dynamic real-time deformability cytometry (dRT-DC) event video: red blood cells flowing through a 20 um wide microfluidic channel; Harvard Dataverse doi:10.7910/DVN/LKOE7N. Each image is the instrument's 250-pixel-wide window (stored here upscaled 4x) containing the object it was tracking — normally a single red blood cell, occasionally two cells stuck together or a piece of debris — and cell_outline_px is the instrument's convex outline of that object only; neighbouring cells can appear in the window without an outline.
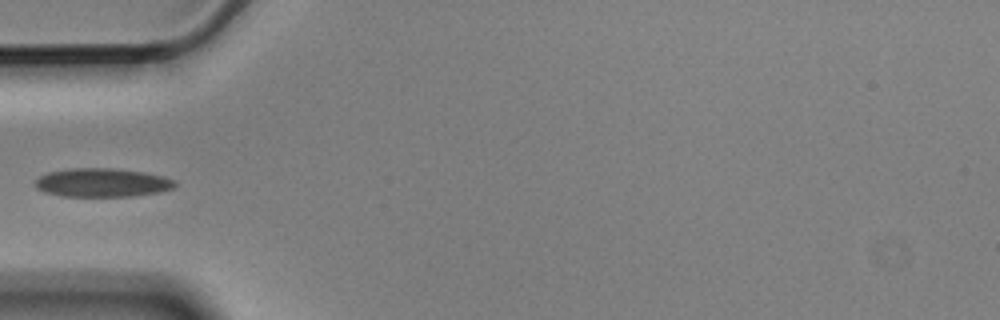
{"species": "Egyptian fruit bat (a non-hibernating species)", "species_latin": "Rousettus aegyptiacus", "temperature_condition": "cold", "stored_images_in_passage": 6, "camera_frame_rate_fps": 3000, "um_per_image_px": 0.085, "animal": {"sex": "male"}, "frame": {"image": 1, "passage_image": 5, "time_ms": 1.333, "image_size_px": [1000, 320], "cell_outline_px": [[176, 188], [160, 192], [132, 196], [60, 196], [44, 192], [36, 188], [36, 180], [40, 176], [48, 172], [72, 168], [112, 168], [144, 172], [164, 176], [176, 180]], "centroid_in_image_um": [8.73, 15.52], "position_along_channel_um": 76.3, "area_um2": 23.47}}
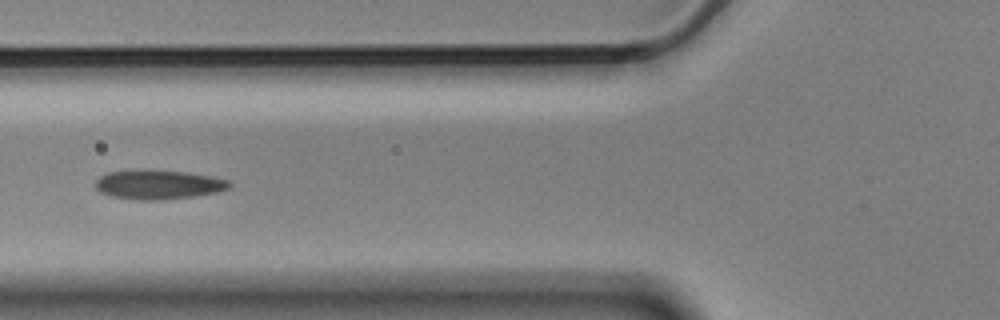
{"frame": {"image": 2, "passage_image": 6, "time_ms": 1.667, "image_size_px": [1000, 320], "cell_outline_px": [[232, 184], [228, 188], [216, 192], [196, 196], [164, 200], [140, 200], [112, 196], [100, 192], [96, 188], [96, 180], [100, 176], [108, 172], [144, 168], [188, 172], [212, 176], [228, 180]], "centroid_in_image_um": [13.46, 15.67], "position_along_channel_um": 112.3, "area_um2": 23.24}}